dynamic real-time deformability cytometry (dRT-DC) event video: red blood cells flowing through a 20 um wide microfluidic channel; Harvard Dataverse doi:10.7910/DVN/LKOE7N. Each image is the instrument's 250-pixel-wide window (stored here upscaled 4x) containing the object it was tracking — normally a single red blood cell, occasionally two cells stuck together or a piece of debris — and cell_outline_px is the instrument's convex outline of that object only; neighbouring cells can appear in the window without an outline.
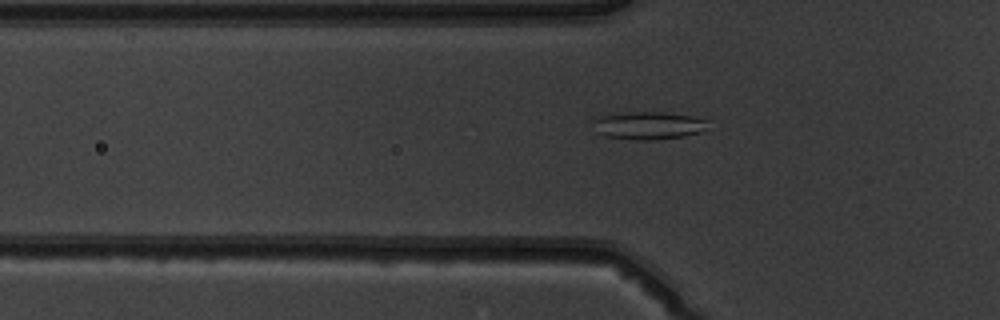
{"species": "common noctule bat (a hibernating species)", "species_latin": "Nyctalus noctula", "temperature_condition": "warm", "stored_images_in_passage": 37, "camera_frame_rate_fps": 3000, "um_per_image_px": 0.085, "animal": {"sex": "male", "body_mass_g": 19.5, "forearm_length_mm": 54.6}, "frame": {"image": 1, "passage_image": 3, "time_ms": 0.667, "image_size_px": [1000, 320], "cell_outline_px": [[708, 120], [704, 128], [700, 132], [684, 136], [652, 140], [636, 140], [604, 136], [596, 132], [592, 120], [592, 116], [604, 112], [664, 112], [692, 116]], "centroid_in_image_um": [54.96, 10.64], "position_along_channel_um": 70.8, "area_um2": 19.07}}
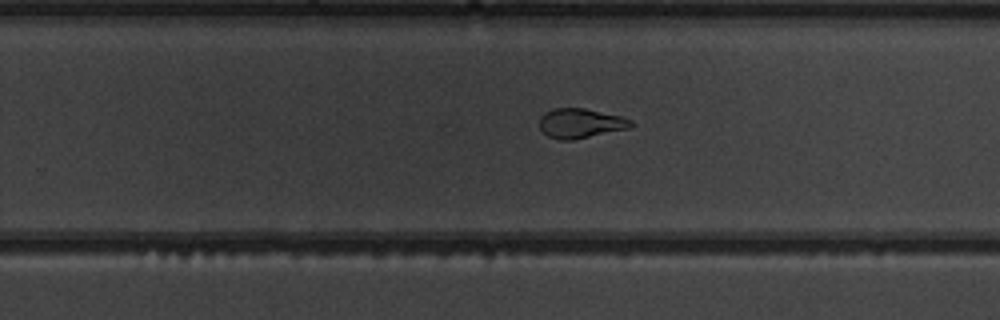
{"frame": {"image": 2, "passage_image": 19, "time_ms": 6.0, "image_size_px": [1000, 320], "cell_outline_px": [[632, 128], [572, 140], [560, 140], [548, 136], [540, 128], [540, 116], [544, 112], [552, 108], [584, 108], [620, 116], [632, 120]], "centroid_in_image_um": [49.34, 10.48], "position_along_channel_um": 280.5, "area_um2": 15.84}}
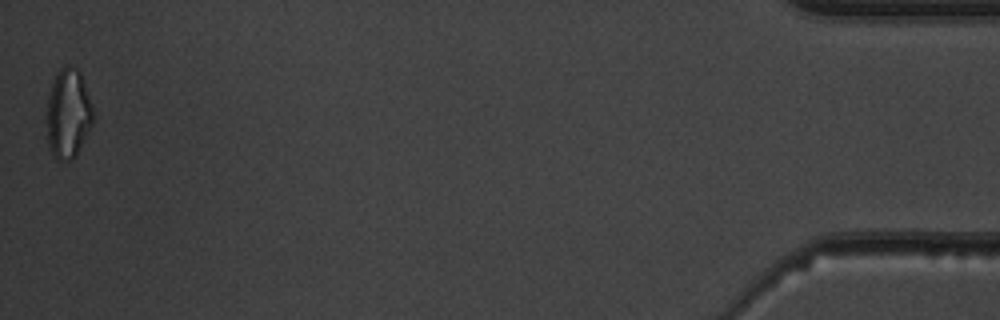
{"frame": {"image": 3, "passage_image": 37, "time_ms": 12.0, "image_size_px": [1000, 320], "cell_outline_px": [[96, 116], [76, 156], [72, 160], [56, 160], [48, 144], [44, 120], [44, 116], [48, 96], [56, 72], [64, 64], [68, 64], [80, 68]], "centroid_in_image_um": [5.78, 9.61], "position_along_channel_um": 429.4, "area_um2": 25.26}}